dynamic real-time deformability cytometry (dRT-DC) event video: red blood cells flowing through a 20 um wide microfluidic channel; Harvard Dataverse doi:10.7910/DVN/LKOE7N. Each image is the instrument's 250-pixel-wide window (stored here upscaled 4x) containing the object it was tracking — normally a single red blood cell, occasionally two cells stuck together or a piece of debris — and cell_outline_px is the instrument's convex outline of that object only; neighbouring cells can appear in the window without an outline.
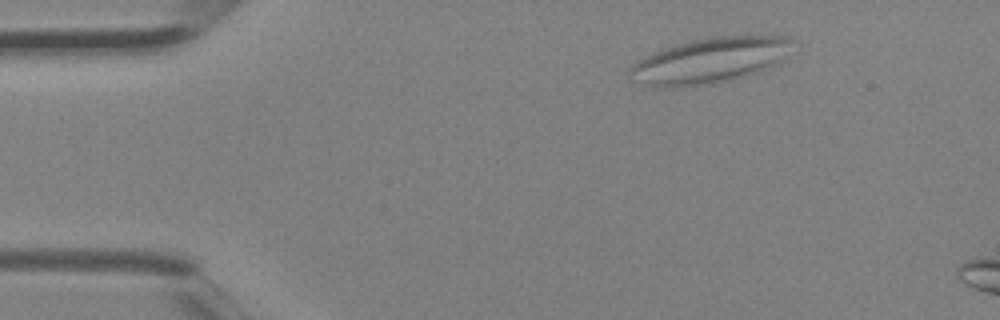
{"species": "Egyptian fruit bat (a non-hibernating species)", "species_latin": "Rousettus aegyptiacus", "temperature_condition": "room temperature", "stored_images_in_passage": 3, "camera_frame_rate_fps": 3000, "um_per_image_px": 0.085, "animal": {"sex": "female"}, "frame": {"image": 1, "passage_image": 1, "time_ms": 0.0, "image_size_px": [1000, 320], "cell_outline_px": [[792, 40], [780, 60], [776, 64], [768, 68], [744, 76], [712, 84], [648, 84], [628, 80], [628, 72], [632, 64], [652, 52], [676, 44], [692, 40], [712, 36], [784, 36]], "centroid_in_image_um": [60.29, 5.1], "position_along_channel_um": 24.7, "area_um2": 41.67}}